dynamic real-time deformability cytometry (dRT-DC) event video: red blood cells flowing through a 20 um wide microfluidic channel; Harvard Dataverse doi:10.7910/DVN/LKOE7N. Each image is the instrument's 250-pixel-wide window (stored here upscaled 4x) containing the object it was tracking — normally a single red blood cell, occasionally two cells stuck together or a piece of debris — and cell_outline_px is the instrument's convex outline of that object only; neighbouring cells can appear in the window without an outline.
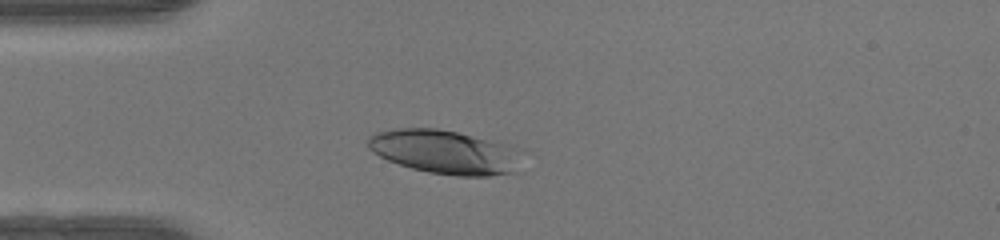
{"species": "human", "species_latin": "Homo sapiens", "temperature_condition": "warm", "stored_images_in_passage": 37, "camera_frame_rate_fps": 3000, "um_per_image_px": 0.085, "donor": {"sex": "female"}, "frame": {"image": 1, "passage_image": 1, "time_ms": 0.0, "image_size_px": [1000, 240], "cell_outline_px": [[516, 172], [488, 176], [456, 176], [428, 172], [412, 168], [388, 160], [372, 152], [368, 148], [368, 136], [376, 132], [400, 128], [436, 128], [456, 132], [508, 144], [512, 148]], "centroid_in_image_um": [37.68, 12.91], "position_along_channel_um": 47.3, "area_um2": 38.49}}
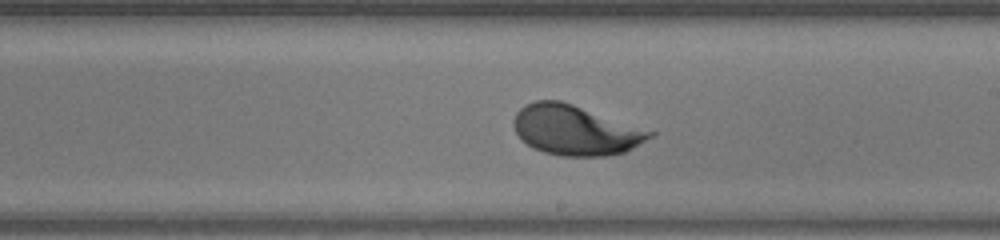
{"frame": {"image": 2, "passage_image": 16, "time_ms": 5.0, "image_size_px": [1000, 240], "cell_outline_px": [[656, 132], [652, 136], [632, 148], [624, 152], [608, 156], [560, 156], [544, 152], [532, 148], [516, 132], [512, 124], [512, 120], [516, 112], [524, 104], [536, 100], [560, 100]], "centroid_in_image_um": [48.87, 11.06], "position_along_channel_um": 240.1, "area_um2": 39.42}}
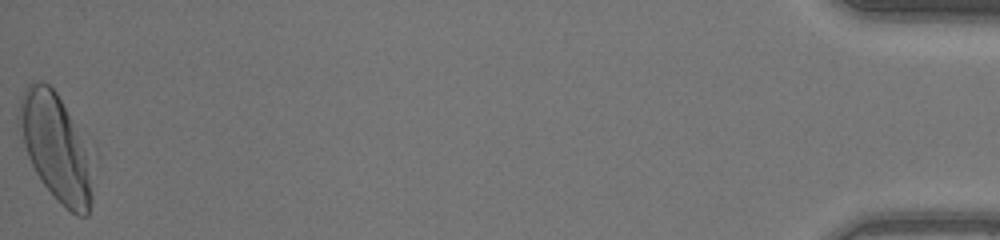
{"frame": {"image": 3, "passage_image": 37, "time_ms": 12.0, "image_size_px": [1000, 240], "cell_outline_px": [[92, 200], [88, 216], [76, 216], [40, 180], [28, 156], [16, 120], [16, 116], [20, 100], [24, 88], [28, 84], [40, 80], [48, 84], [56, 92], [72, 120], [92, 156]], "centroid_in_image_um": [4.74, 12.5], "position_along_channel_um": 430.5, "area_um2": 45.32}, "authors_computed_cell_mechanics": {"area_um2": 38.6682, "velocity_mm_per_s": 4.1902, "shape_relaxation_time_tau1_ms": 2.4593, "shape_relaxation_time_tau2_ms": 0.8058, "deformation_change_tau1": 0.169, "deformation_change_tau2": 0.0524}}